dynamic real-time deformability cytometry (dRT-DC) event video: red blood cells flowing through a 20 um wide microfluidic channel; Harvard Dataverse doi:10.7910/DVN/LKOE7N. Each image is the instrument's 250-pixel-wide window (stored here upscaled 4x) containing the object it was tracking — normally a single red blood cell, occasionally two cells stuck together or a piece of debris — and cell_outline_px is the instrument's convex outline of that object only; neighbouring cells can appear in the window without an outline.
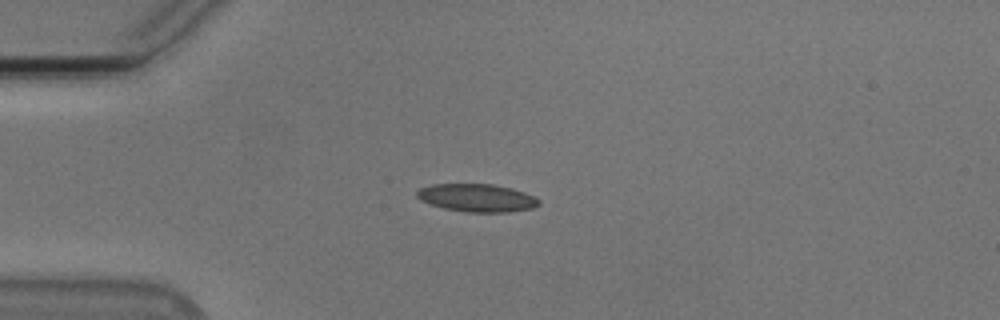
{"species": "Egyptian fruit bat (a non-hibernating species)", "species_latin": "Rousettus aegyptiacus", "temperature_condition": "cold", "stored_images_in_passage": 19, "camera_frame_rate_fps": 3000, "um_per_image_px": 0.085, "animal": {"sex": "male"}, "frame": {"image": 1, "passage_image": 14, "time_ms": 4.333, "image_size_px": [1000, 320], "cell_outline_px": [[540, 204], [532, 208], [508, 212], [468, 212], [444, 208], [420, 200], [416, 196], [416, 192], [420, 188], [432, 184], [492, 184], [512, 188], [524, 192], [540, 200]], "centroid_in_image_um": [40.54, 16.81], "position_along_channel_um": 44.5, "area_um2": 19.71}}